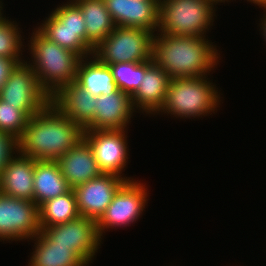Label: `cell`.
Returning <instances> with one entry per match:
<instances>
[{"instance_id": "cell-28", "label": "cell", "mask_w": 266, "mask_h": 266, "mask_svg": "<svg viewBox=\"0 0 266 266\" xmlns=\"http://www.w3.org/2000/svg\"><path fill=\"white\" fill-rule=\"evenodd\" d=\"M15 149H18V140L7 133L0 131V173L14 157L12 153Z\"/></svg>"}, {"instance_id": "cell-31", "label": "cell", "mask_w": 266, "mask_h": 266, "mask_svg": "<svg viewBox=\"0 0 266 266\" xmlns=\"http://www.w3.org/2000/svg\"><path fill=\"white\" fill-rule=\"evenodd\" d=\"M266 10V8H264ZM263 22H262V29H263V35H264V38L266 39V16L265 18H263Z\"/></svg>"}, {"instance_id": "cell-10", "label": "cell", "mask_w": 266, "mask_h": 266, "mask_svg": "<svg viewBox=\"0 0 266 266\" xmlns=\"http://www.w3.org/2000/svg\"><path fill=\"white\" fill-rule=\"evenodd\" d=\"M146 191L143 184L132 180L126 181L96 222L99 236H102L105 229L127 226L136 221L145 208L148 196Z\"/></svg>"}, {"instance_id": "cell-23", "label": "cell", "mask_w": 266, "mask_h": 266, "mask_svg": "<svg viewBox=\"0 0 266 266\" xmlns=\"http://www.w3.org/2000/svg\"><path fill=\"white\" fill-rule=\"evenodd\" d=\"M93 58L89 62L81 59L75 82L95 97L114 93L118 87L109 66L101 63L95 56Z\"/></svg>"}, {"instance_id": "cell-8", "label": "cell", "mask_w": 266, "mask_h": 266, "mask_svg": "<svg viewBox=\"0 0 266 266\" xmlns=\"http://www.w3.org/2000/svg\"><path fill=\"white\" fill-rule=\"evenodd\" d=\"M0 98L23 110L29 117L51 102V97L40 86L32 66L27 62L16 65L0 90Z\"/></svg>"}, {"instance_id": "cell-17", "label": "cell", "mask_w": 266, "mask_h": 266, "mask_svg": "<svg viewBox=\"0 0 266 266\" xmlns=\"http://www.w3.org/2000/svg\"><path fill=\"white\" fill-rule=\"evenodd\" d=\"M57 163L62 175L72 189L103 174L99 169L90 144L84 137L73 149L61 156Z\"/></svg>"}, {"instance_id": "cell-26", "label": "cell", "mask_w": 266, "mask_h": 266, "mask_svg": "<svg viewBox=\"0 0 266 266\" xmlns=\"http://www.w3.org/2000/svg\"><path fill=\"white\" fill-rule=\"evenodd\" d=\"M29 116L16 106L0 98V131L7 133L17 140L22 136L27 126Z\"/></svg>"}, {"instance_id": "cell-19", "label": "cell", "mask_w": 266, "mask_h": 266, "mask_svg": "<svg viewBox=\"0 0 266 266\" xmlns=\"http://www.w3.org/2000/svg\"><path fill=\"white\" fill-rule=\"evenodd\" d=\"M171 78L167 72L153 63L142 77V83L131 96L133 106L149 113L159 112L165 103Z\"/></svg>"}, {"instance_id": "cell-3", "label": "cell", "mask_w": 266, "mask_h": 266, "mask_svg": "<svg viewBox=\"0 0 266 266\" xmlns=\"http://www.w3.org/2000/svg\"><path fill=\"white\" fill-rule=\"evenodd\" d=\"M33 34L29 48L34 58L31 66L40 86L52 97L61 87L76 80L82 58L48 40L38 30Z\"/></svg>"}, {"instance_id": "cell-15", "label": "cell", "mask_w": 266, "mask_h": 266, "mask_svg": "<svg viewBox=\"0 0 266 266\" xmlns=\"http://www.w3.org/2000/svg\"><path fill=\"white\" fill-rule=\"evenodd\" d=\"M93 121L84 130H124L134 111L131 95L117 90L97 96Z\"/></svg>"}, {"instance_id": "cell-32", "label": "cell", "mask_w": 266, "mask_h": 266, "mask_svg": "<svg viewBox=\"0 0 266 266\" xmlns=\"http://www.w3.org/2000/svg\"><path fill=\"white\" fill-rule=\"evenodd\" d=\"M213 2H215V3H218L219 1L220 2H224L225 0H212ZM228 1V0H227Z\"/></svg>"}, {"instance_id": "cell-18", "label": "cell", "mask_w": 266, "mask_h": 266, "mask_svg": "<svg viewBox=\"0 0 266 266\" xmlns=\"http://www.w3.org/2000/svg\"><path fill=\"white\" fill-rule=\"evenodd\" d=\"M19 155L17 158L13 157L0 173V193L33 201L35 160Z\"/></svg>"}, {"instance_id": "cell-22", "label": "cell", "mask_w": 266, "mask_h": 266, "mask_svg": "<svg viewBox=\"0 0 266 266\" xmlns=\"http://www.w3.org/2000/svg\"><path fill=\"white\" fill-rule=\"evenodd\" d=\"M35 245L29 266H86L88 263L72 246L53 243L42 231L35 236Z\"/></svg>"}, {"instance_id": "cell-1", "label": "cell", "mask_w": 266, "mask_h": 266, "mask_svg": "<svg viewBox=\"0 0 266 266\" xmlns=\"http://www.w3.org/2000/svg\"><path fill=\"white\" fill-rule=\"evenodd\" d=\"M84 130L52 102L29 118L18 152L34 160L57 161L83 138Z\"/></svg>"}, {"instance_id": "cell-24", "label": "cell", "mask_w": 266, "mask_h": 266, "mask_svg": "<svg viewBox=\"0 0 266 266\" xmlns=\"http://www.w3.org/2000/svg\"><path fill=\"white\" fill-rule=\"evenodd\" d=\"M80 216L73 189L64 195L45 201L39 207L40 227L56 226Z\"/></svg>"}, {"instance_id": "cell-4", "label": "cell", "mask_w": 266, "mask_h": 266, "mask_svg": "<svg viewBox=\"0 0 266 266\" xmlns=\"http://www.w3.org/2000/svg\"><path fill=\"white\" fill-rule=\"evenodd\" d=\"M204 77L171 78L165 103L160 111L180 117H196L214 111L220 97Z\"/></svg>"}, {"instance_id": "cell-30", "label": "cell", "mask_w": 266, "mask_h": 266, "mask_svg": "<svg viewBox=\"0 0 266 266\" xmlns=\"http://www.w3.org/2000/svg\"><path fill=\"white\" fill-rule=\"evenodd\" d=\"M252 1V3H256L257 5H261L262 7L266 8V0H248Z\"/></svg>"}, {"instance_id": "cell-7", "label": "cell", "mask_w": 266, "mask_h": 266, "mask_svg": "<svg viewBox=\"0 0 266 266\" xmlns=\"http://www.w3.org/2000/svg\"><path fill=\"white\" fill-rule=\"evenodd\" d=\"M46 19V22L37 29L48 40L74 52L83 59L87 54H93L94 50L86 43L83 14L74 2L57 7Z\"/></svg>"}, {"instance_id": "cell-16", "label": "cell", "mask_w": 266, "mask_h": 266, "mask_svg": "<svg viewBox=\"0 0 266 266\" xmlns=\"http://www.w3.org/2000/svg\"><path fill=\"white\" fill-rule=\"evenodd\" d=\"M51 102L84 130L93 121L97 97L74 81L61 87Z\"/></svg>"}, {"instance_id": "cell-5", "label": "cell", "mask_w": 266, "mask_h": 266, "mask_svg": "<svg viewBox=\"0 0 266 266\" xmlns=\"http://www.w3.org/2000/svg\"><path fill=\"white\" fill-rule=\"evenodd\" d=\"M214 3L212 0H160V33L204 37L213 22Z\"/></svg>"}, {"instance_id": "cell-29", "label": "cell", "mask_w": 266, "mask_h": 266, "mask_svg": "<svg viewBox=\"0 0 266 266\" xmlns=\"http://www.w3.org/2000/svg\"><path fill=\"white\" fill-rule=\"evenodd\" d=\"M17 64L14 59L0 57V90Z\"/></svg>"}, {"instance_id": "cell-14", "label": "cell", "mask_w": 266, "mask_h": 266, "mask_svg": "<svg viewBox=\"0 0 266 266\" xmlns=\"http://www.w3.org/2000/svg\"><path fill=\"white\" fill-rule=\"evenodd\" d=\"M104 3L116 26L137 27L153 33L159 27L160 0H104Z\"/></svg>"}, {"instance_id": "cell-6", "label": "cell", "mask_w": 266, "mask_h": 266, "mask_svg": "<svg viewBox=\"0 0 266 266\" xmlns=\"http://www.w3.org/2000/svg\"><path fill=\"white\" fill-rule=\"evenodd\" d=\"M153 38V32L146 29L116 26L94 49L93 56L105 65L146 62L152 60Z\"/></svg>"}, {"instance_id": "cell-12", "label": "cell", "mask_w": 266, "mask_h": 266, "mask_svg": "<svg viewBox=\"0 0 266 266\" xmlns=\"http://www.w3.org/2000/svg\"><path fill=\"white\" fill-rule=\"evenodd\" d=\"M129 180V177L127 179V177L103 173L98 178L74 187L80 215L97 222L112 202L118 189Z\"/></svg>"}, {"instance_id": "cell-13", "label": "cell", "mask_w": 266, "mask_h": 266, "mask_svg": "<svg viewBox=\"0 0 266 266\" xmlns=\"http://www.w3.org/2000/svg\"><path fill=\"white\" fill-rule=\"evenodd\" d=\"M124 132V130H84L83 137L90 144L102 173L122 176L120 174L128 159Z\"/></svg>"}, {"instance_id": "cell-21", "label": "cell", "mask_w": 266, "mask_h": 266, "mask_svg": "<svg viewBox=\"0 0 266 266\" xmlns=\"http://www.w3.org/2000/svg\"><path fill=\"white\" fill-rule=\"evenodd\" d=\"M86 27V43L94 50L116 27L104 0H73Z\"/></svg>"}, {"instance_id": "cell-11", "label": "cell", "mask_w": 266, "mask_h": 266, "mask_svg": "<svg viewBox=\"0 0 266 266\" xmlns=\"http://www.w3.org/2000/svg\"><path fill=\"white\" fill-rule=\"evenodd\" d=\"M40 228L53 243L72 246L87 263L94 257L102 239L96 221L84 216L56 226Z\"/></svg>"}, {"instance_id": "cell-9", "label": "cell", "mask_w": 266, "mask_h": 266, "mask_svg": "<svg viewBox=\"0 0 266 266\" xmlns=\"http://www.w3.org/2000/svg\"><path fill=\"white\" fill-rule=\"evenodd\" d=\"M40 232L39 206L34 201L0 193V239H33Z\"/></svg>"}, {"instance_id": "cell-27", "label": "cell", "mask_w": 266, "mask_h": 266, "mask_svg": "<svg viewBox=\"0 0 266 266\" xmlns=\"http://www.w3.org/2000/svg\"><path fill=\"white\" fill-rule=\"evenodd\" d=\"M17 26L0 16V57L14 59L18 63L22 41Z\"/></svg>"}, {"instance_id": "cell-33", "label": "cell", "mask_w": 266, "mask_h": 266, "mask_svg": "<svg viewBox=\"0 0 266 266\" xmlns=\"http://www.w3.org/2000/svg\"><path fill=\"white\" fill-rule=\"evenodd\" d=\"M0 4H1V3H0ZM1 8H2V6H0V16L2 15V13H1V10H2V9H1Z\"/></svg>"}, {"instance_id": "cell-25", "label": "cell", "mask_w": 266, "mask_h": 266, "mask_svg": "<svg viewBox=\"0 0 266 266\" xmlns=\"http://www.w3.org/2000/svg\"><path fill=\"white\" fill-rule=\"evenodd\" d=\"M154 63L153 59L146 62H121L108 65L117 87L122 92L133 95L142 83L146 70Z\"/></svg>"}, {"instance_id": "cell-20", "label": "cell", "mask_w": 266, "mask_h": 266, "mask_svg": "<svg viewBox=\"0 0 266 266\" xmlns=\"http://www.w3.org/2000/svg\"><path fill=\"white\" fill-rule=\"evenodd\" d=\"M33 185V201L39 207L45 201L64 195L72 189L57 161L49 160H35Z\"/></svg>"}, {"instance_id": "cell-2", "label": "cell", "mask_w": 266, "mask_h": 266, "mask_svg": "<svg viewBox=\"0 0 266 266\" xmlns=\"http://www.w3.org/2000/svg\"><path fill=\"white\" fill-rule=\"evenodd\" d=\"M208 42L204 37L161 33L153 38L152 59L170 78L204 77L219 58Z\"/></svg>"}]
</instances>
